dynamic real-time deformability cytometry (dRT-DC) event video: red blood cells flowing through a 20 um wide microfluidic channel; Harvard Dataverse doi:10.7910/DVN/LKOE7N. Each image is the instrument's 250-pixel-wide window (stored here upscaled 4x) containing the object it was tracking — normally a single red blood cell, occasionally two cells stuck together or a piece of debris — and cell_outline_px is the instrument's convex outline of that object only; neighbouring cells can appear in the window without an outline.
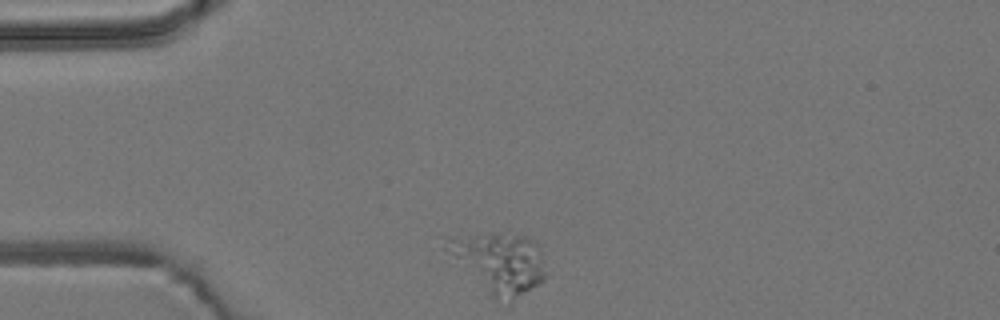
{"species": "common noctule bat (a hibernating species)", "species_latin": "Nyctalus noctula", "temperature_condition": "room temperature", "stored_images_in_passage": 23, "camera_frame_rate_fps": 3000, "um_per_image_px": 0.085, "animal": {"sex": "male", "body_mass_g": 19.2, "forearm_length_mm": 51.8}, "frame": {"image": 1, "passage_image": 1, "time_ms": 0.0, "image_size_px": [1000, 320], "cell_outline_px": [[552, 272], [540, 284], [512, 296], [496, 300], [444, 248], [452, 240], [476, 236], [524, 236], [536, 240]], "centroid_in_image_um": [42.64, 22.34], "position_along_channel_um": 42.4, "area_um2": 32.71}}
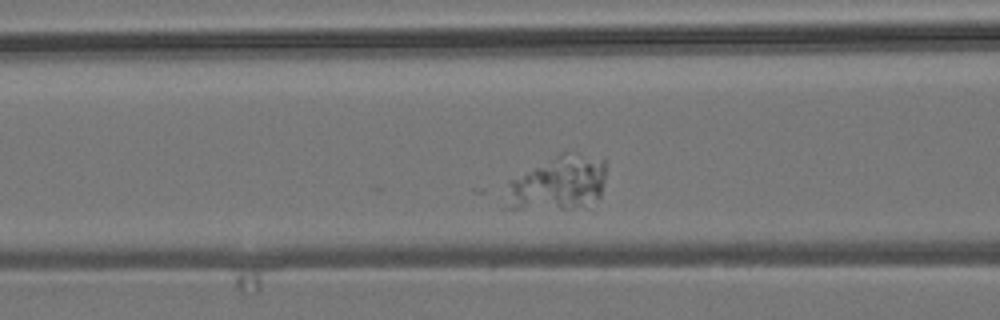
{"frame": {"image": 2, "passage_image": 10, "time_ms": 3.0, "image_size_px": [1000, 320], "cell_outline_px": [[604, 180], [600, 196], [592, 212], [508, 208], [508, 180], [560, 152], [564, 152], [604, 156]], "centroid_in_image_um": [47.55, 15.64], "position_along_channel_um": 119.0, "area_um2": 33.41}}
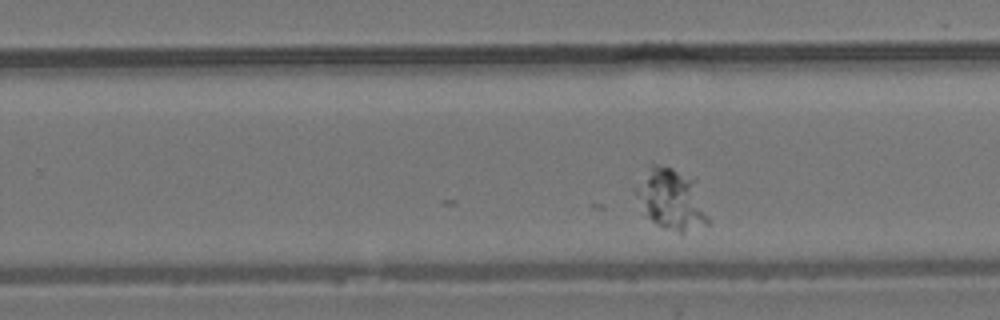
{"frame": {"image": 3, "passage_image": 23, "time_ms": 7.333, "image_size_px": [1000, 320], "cell_outline_px": [[708, 224], [680, 236], [656, 224], [648, 216], [632, 188], [652, 164], [656, 164], [672, 168], [692, 180], [708, 220]], "centroid_in_image_um": [57.0, 17.0], "position_along_channel_um": 272.8, "area_um2": 24.85}}